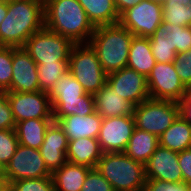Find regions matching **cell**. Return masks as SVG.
<instances>
[{"label": "cell", "instance_id": "cell-39", "mask_svg": "<svg viewBox=\"0 0 191 191\" xmlns=\"http://www.w3.org/2000/svg\"><path fill=\"white\" fill-rule=\"evenodd\" d=\"M179 105V115L191 125V91L184 97Z\"/></svg>", "mask_w": 191, "mask_h": 191}, {"label": "cell", "instance_id": "cell-13", "mask_svg": "<svg viewBox=\"0 0 191 191\" xmlns=\"http://www.w3.org/2000/svg\"><path fill=\"white\" fill-rule=\"evenodd\" d=\"M135 128L133 115L103 118L97 138L102 152H124Z\"/></svg>", "mask_w": 191, "mask_h": 191}, {"label": "cell", "instance_id": "cell-9", "mask_svg": "<svg viewBox=\"0 0 191 191\" xmlns=\"http://www.w3.org/2000/svg\"><path fill=\"white\" fill-rule=\"evenodd\" d=\"M162 2L141 0L120 14L118 23L134 36L151 37L162 24Z\"/></svg>", "mask_w": 191, "mask_h": 191}, {"label": "cell", "instance_id": "cell-40", "mask_svg": "<svg viewBox=\"0 0 191 191\" xmlns=\"http://www.w3.org/2000/svg\"><path fill=\"white\" fill-rule=\"evenodd\" d=\"M141 0H114L116 9L119 13V15L125 11L126 9L135 6L138 4Z\"/></svg>", "mask_w": 191, "mask_h": 191}, {"label": "cell", "instance_id": "cell-17", "mask_svg": "<svg viewBox=\"0 0 191 191\" xmlns=\"http://www.w3.org/2000/svg\"><path fill=\"white\" fill-rule=\"evenodd\" d=\"M68 138L60 125L53 121L47 128L44 141L39 148L46 168L52 174L67 162Z\"/></svg>", "mask_w": 191, "mask_h": 191}, {"label": "cell", "instance_id": "cell-44", "mask_svg": "<svg viewBox=\"0 0 191 191\" xmlns=\"http://www.w3.org/2000/svg\"><path fill=\"white\" fill-rule=\"evenodd\" d=\"M2 191H12L9 186H6Z\"/></svg>", "mask_w": 191, "mask_h": 191}, {"label": "cell", "instance_id": "cell-24", "mask_svg": "<svg viewBox=\"0 0 191 191\" xmlns=\"http://www.w3.org/2000/svg\"><path fill=\"white\" fill-rule=\"evenodd\" d=\"M78 2L94 27L117 24L119 21L120 15L114 0H78Z\"/></svg>", "mask_w": 191, "mask_h": 191}, {"label": "cell", "instance_id": "cell-35", "mask_svg": "<svg viewBox=\"0 0 191 191\" xmlns=\"http://www.w3.org/2000/svg\"><path fill=\"white\" fill-rule=\"evenodd\" d=\"M81 191H114V189L96 168H91L81 187Z\"/></svg>", "mask_w": 191, "mask_h": 191}, {"label": "cell", "instance_id": "cell-42", "mask_svg": "<svg viewBox=\"0 0 191 191\" xmlns=\"http://www.w3.org/2000/svg\"><path fill=\"white\" fill-rule=\"evenodd\" d=\"M7 186L5 179L2 174H0V191H2Z\"/></svg>", "mask_w": 191, "mask_h": 191}, {"label": "cell", "instance_id": "cell-15", "mask_svg": "<svg viewBox=\"0 0 191 191\" xmlns=\"http://www.w3.org/2000/svg\"><path fill=\"white\" fill-rule=\"evenodd\" d=\"M146 180L181 183L183 176L178 164V152L158 146L145 164Z\"/></svg>", "mask_w": 191, "mask_h": 191}, {"label": "cell", "instance_id": "cell-7", "mask_svg": "<svg viewBox=\"0 0 191 191\" xmlns=\"http://www.w3.org/2000/svg\"><path fill=\"white\" fill-rule=\"evenodd\" d=\"M135 126L158 138L179 116L178 102L147 99L134 107Z\"/></svg>", "mask_w": 191, "mask_h": 191}, {"label": "cell", "instance_id": "cell-11", "mask_svg": "<svg viewBox=\"0 0 191 191\" xmlns=\"http://www.w3.org/2000/svg\"><path fill=\"white\" fill-rule=\"evenodd\" d=\"M7 186L14 181L51 177L39 149L18 144L15 154L2 170Z\"/></svg>", "mask_w": 191, "mask_h": 191}, {"label": "cell", "instance_id": "cell-23", "mask_svg": "<svg viewBox=\"0 0 191 191\" xmlns=\"http://www.w3.org/2000/svg\"><path fill=\"white\" fill-rule=\"evenodd\" d=\"M53 119H27L15 124V133L19 144L39 149L44 141L47 128Z\"/></svg>", "mask_w": 191, "mask_h": 191}, {"label": "cell", "instance_id": "cell-41", "mask_svg": "<svg viewBox=\"0 0 191 191\" xmlns=\"http://www.w3.org/2000/svg\"><path fill=\"white\" fill-rule=\"evenodd\" d=\"M7 11H8L7 2H0V24L5 19Z\"/></svg>", "mask_w": 191, "mask_h": 191}, {"label": "cell", "instance_id": "cell-47", "mask_svg": "<svg viewBox=\"0 0 191 191\" xmlns=\"http://www.w3.org/2000/svg\"><path fill=\"white\" fill-rule=\"evenodd\" d=\"M9 0H0V2H8Z\"/></svg>", "mask_w": 191, "mask_h": 191}, {"label": "cell", "instance_id": "cell-43", "mask_svg": "<svg viewBox=\"0 0 191 191\" xmlns=\"http://www.w3.org/2000/svg\"><path fill=\"white\" fill-rule=\"evenodd\" d=\"M160 1L163 3L164 1H167V0H160ZM174 1L187 3V2H189V1H191V0H174Z\"/></svg>", "mask_w": 191, "mask_h": 191}, {"label": "cell", "instance_id": "cell-37", "mask_svg": "<svg viewBox=\"0 0 191 191\" xmlns=\"http://www.w3.org/2000/svg\"><path fill=\"white\" fill-rule=\"evenodd\" d=\"M144 191H189L185 182L173 183L162 180H146Z\"/></svg>", "mask_w": 191, "mask_h": 191}, {"label": "cell", "instance_id": "cell-19", "mask_svg": "<svg viewBox=\"0 0 191 191\" xmlns=\"http://www.w3.org/2000/svg\"><path fill=\"white\" fill-rule=\"evenodd\" d=\"M95 111L102 118L114 116H131L134 113V105L128 100L121 98L116 91L106 84L94 95Z\"/></svg>", "mask_w": 191, "mask_h": 191}, {"label": "cell", "instance_id": "cell-34", "mask_svg": "<svg viewBox=\"0 0 191 191\" xmlns=\"http://www.w3.org/2000/svg\"><path fill=\"white\" fill-rule=\"evenodd\" d=\"M173 65L182 83L191 91V49L176 53Z\"/></svg>", "mask_w": 191, "mask_h": 191}, {"label": "cell", "instance_id": "cell-6", "mask_svg": "<svg viewBox=\"0 0 191 191\" xmlns=\"http://www.w3.org/2000/svg\"><path fill=\"white\" fill-rule=\"evenodd\" d=\"M69 72L82 85L86 93L95 95L107 82L96 52L87 44H75L69 56Z\"/></svg>", "mask_w": 191, "mask_h": 191}, {"label": "cell", "instance_id": "cell-18", "mask_svg": "<svg viewBox=\"0 0 191 191\" xmlns=\"http://www.w3.org/2000/svg\"><path fill=\"white\" fill-rule=\"evenodd\" d=\"M103 118L95 111L92 114L68 115L61 117L56 122L66 134L68 141L79 138H98Z\"/></svg>", "mask_w": 191, "mask_h": 191}, {"label": "cell", "instance_id": "cell-25", "mask_svg": "<svg viewBox=\"0 0 191 191\" xmlns=\"http://www.w3.org/2000/svg\"><path fill=\"white\" fill-rule=\"evenodd\" d=\"M159 145L175 152L191 148V125L179 115L161 134Z\"/></svg>", "mask_w": 191, "mask_h": 191}, {"label": "cell", "instance_id": "cell-16", "mask_svg": "<svg viewBox=\"0 0 191 191\" xmlns=\"http://www.w3.org/2000/svg\"><path fill=\"white\" fill-rule=\"evenodd\" d=\"M11 92L40 91L37 64L24 47H13Z\"/></svg>", "mask_w": 191, "mask_h": 191}, {"label": "cell", "instance_id": "cell-28", "mask_svg": "<svg viewBox=\"0 0 191 191\" xmlns=\"http://www.w3.org/2000/svg\"><path fill=\"white\" fill-rule=\"evenodd\" d=\"M69 70L68 62L37 65L40 91L50 93L56 82Z\"/></svg>", "mask_w": 191, "mask_h": 191}, {"label": "cell", "instance_id": "cell-38", "mask_svg": "<svg viewBox=\"0 0 191 191\" xmlns=\"http://www.w3.org/2000/svg\"><path fill=\"white\" fill-rule=\"evenodd\" d=\"M178 164L182 171L183 182L191 183V148L178 152Z\"/></svg>", "mask_w": 191, "mask_h": 191}, {"label": "cell", "instance_id": "cell-46", "mask_svg": "<svg viewBox=\"0 0 191 191\" xmlns=\"http://www.w3.org/2000/svg\"><path fill=\"white\" fill-rule=\"evenodd\" d=\"M188 190L191 191V183L188 184Z\"/></svg>", "mask_w": 191, "mask_h": 191}, {"label": "cell", "instance_id": "cell-1", "mask_svg": "<svg viewBox=\"0 0 191 191\" xmlns=\"http://www.w3.org/2000/svg\"><path fill=\"white\" fill-rule=\"evenodd\" d=\"M5 19L0 24V46L23 47L45 27L44 4L38 0H9Z\"/></svg>", "mask_w": 191, "mask_h": 191}, {"label": "cell", "instance_id": "cell-45", "mask_svg": "<svg viewBox=\"0 0 191 191\" xmlns=\"http://www.w3.org/2000/svg\"><path fill=\"white\" fill-rule=\"evenodd\" d=\"M40 2H42L43 4H45L48 0H38Z\"/></svg>", "mask_w": 191, "mask_h": 191}, {"label": "cell", "instance_id": "cell-21", "mask_svg": "<svg viewBox=\"0 0 191 191\" xmlns=\"http://www.w3.org/2000/svg\"><path fill=\"white\" fill-rule=\"evenodd\" d=\"M91 168L66 162L52 174L54 191H81V187Z\"/></svg>", "mask_w": 191, "mask_h": 191}, {"label": "cell", "instance_id": "cell-2", "mask_svg": "<svg viewBox=\"0 0 191 191\" xmlns=\"http://www.w3.org/2000/svg\"><path fill=\"white\" fill-rule=\"evenodd\" d=\"M45 27L74 44H87L95 27L78 0H48L44 4Z\"/></svg>", "mask_w": 191, "mask_h": 191}, {"label": "cell", "instance_id": "cell-31", "mask_svg": "<svg viewBox=\"0 0 191 191\" xmlns=\"http://www.w3.org/2000/svg\"><path fill=\"white\" fill-rule=\"evenodd\" d=\"M18 144L14 129H0V168L2 170L15 154Z\"/></svg>", "mask_w": 191, "mask_h": 191}, {"label": "cell", "instance_id": "cell-33", "mask_svg": "<svg viewBox=\"0 0 191 191\" xmlns=\"http://www.w3.org/2000/svg\"><path fill=\"white\" fill-rule=\"evenodd\" d=\"M8 186L12 191H54L52 177L22 179Z\"/></svg>", "mask_w": 191, "mask_h": 191}, {"label": "cell", "instance_id": "cell-30", "mask_svg": "<svg viewBox=\"0 0 191 191\" xmlns=\"http://www.w3.org/2000/svg\"><path fill=\"white\" fill-rule=\"evenodd\" d=\"M161 27L169 33L166 37L170 39L172 50L176 53L187 52L191 49V26H174L162 21Z\"/></svg>", "mask_w": 191, "mask_h": 191}, {"label": "cell", "instance_id": "cell-32", "mask_svg": "<svg viewBox=\"0 0 191 191\" xmlns=\"http://www.w3.org/2000/svg\"><path fill=\"white\" fill-rule=\"evenodd\" d=\"M13 47L0 46V90L10 91L13 74Z\"/></svg>", "mask_w": 191, "mask_h": 191}, {"label": "cell", "instance_id": "cell-26", "mask_svg": "<svg viewBox=\"0 0 191 191\" xmlns=\"http://www.w3.org/2000/svg\"><path fill=\"white\" fill-rule=\"evenodd\" d=\"M158 146L157 136L135 128L124 153L134 161L145 165Z\"/></svg>", "mask_w": 191, "mask_h": 191}, {"label": "cell", "instance_id": "cell-20", "mask_svg": "<svg viewBox=\"0 0 191 191\" xmlns=\"http://www.w3.org/2000/svg\"><path fill=\"white\" fill-rule=\"evenodd\" d=\"M102 154L97 138L85 137L68 141L67 162L95 168Z\"/></svg>", "mask_w": 191, "mask_h": 191}, {"label": "cell", "instance_id": "cell-27", "mask_svg": "<svg viewBox=\"0 0 191 191\" xmlns=\"http://www.w3.org/2000/svg\"><path fill=\"white\" fill-rule=\"evenodd\" d=\"M162 21L174 26H191V1L176 2L167 0L162 3Z\"/></svg>", "mask_w": 191, "mask_h": 191}, {"label": "cell", "instance_id": "cell-36", "mask_svg": "<svg viewBox=\"0 0 191 191\" xmlns=\"http://www.w3.org/2000/svg\"><path fill=\"white\" fill-rule=\"evenodd\" d=\"M15 124L6 91L0 90V129H14Z\"/></svg>", "mask_w": 191, "mask_h": 191}, {"label": "cell", "instance_id": "cell-3", "mask_svg": "<svg viewBox=\"0 0 191 191\" xmlns=\"http://www.w3.org/2000/svg\"><path fill=\"white\" fill-rule=\"evenodd\" d=\"M133 36L127 28L119 23L95 27L88 44L96 52L97 58L107 74L127 67Z\"/></svg>", "mask_w": 191, "mask_h": 191}, {"label": "cell", "instance_id": "cell-14", "mask_svg": "<svg viewBox=\"0 0 191 191\" xmlns=\"http://www.w3.org/2000/svg\"><path fill=\"white\" fill-rule=\"evenodd\" d=\"M107 83L121 98L128 100L134 106L150 98L147 78L128 67L109 73Z\"/></svg>", "mask_w": 191, "mask_h": 191}, {"label": "cell", "instance_id": "cell-4", "mask_svg": "<svg viewBox=\"0 0 191 191\" xmlns=\"http://www.w3.org/2000/svg\"><path fill=\"white\" fill-rule=\"evenodd\" d=\"M95 168L114 191H144L145 165L124 152L103 153Z\"/></svg>", "mask_w": 191, "mask_h": 191}, {"label": "cell", "instance_id": "cell-5", "mask_svg": "<svg viewBox=\"0 0 191 191\" xmlns=\"http://www.w3.org/2000/svg\"><path fill=\"white\" fill-rule=\"evenodd\" d=\"M53 120L68 115H89L95 112L94 95L86 93L82 85L67 71L49 93Z\"/></svg>", "mask_w": 191, "mask_h": 191}, {"label": "cell", "instance_id": "cell-22", "mask_svg": "<svg viewBox=\"0 0 191 191\" xmlns=\"http://www.w3.org/2000/svg\"><path fill=\"white\" fill-rule=\"evenodd\" d=\"M148 37L133 36L129 48L127 67L144 75L146 78L155 66Z\"/></svg>", "mask_w": 191, "mask_h": 191}, {"label": "cell", "instance_id": "cell-10", "mask_svg": "<svg viewBox=\"0 0 191 191\" xmlns=\"http://www.w3.org/2000/svg\"><path fill=\"white\" fill-rule=\"evenodd\" d=\"M147 86L150 98L156 100L180 102L190 92L180 80L173 62H156L147 77Z\"/></svg>", "mask_w": 191, "mask_h": 191}, {"label": "cell", "instance_id": "cell-12", "mask_svg": "<svg viewBox=\"0 0 191 191\" xmlns=\"http://www.w3.org/2000/svg\"><path fill=\"white\" fill-rule=\"evenodd\" d=\"M15 123L27 119H53L49 93L6 91Z\"/></svg>", "mask_w": 191, "mask_h": 191}, {"label": "cell", "instance_id": "cell-29", "mask_svg": "<svg viewBox=\"0 0 191 191\" xmlns=\"http://www.w3.org/2000/svg\"><path fill=\"white\" fill-rule=\"evenodd\" d=\"M168 34L167 31H164L162 27L159 26L154 31V34L149 37L151 52L156 62L170 63L175 61L176 51L172 50L170 39L166 37Z\"/></svg>", "mask_w": 191, "mask_h": 191}, {"label": "cell", "instance_id": "cell-8", "mask_svg": "<svg viewBox=\"0 0 191 191\" xmlns=\"http://www.w3.org/2000/svg\"><path fill=\"white\" fill-rule=\"evenodd\" d=\"M75 44L60 34L44 27L34 33L24 44L25 50L37 64L69 62Z\"/></svg>", "mask_w": 191, "mask_h": 191}]
</instances>
